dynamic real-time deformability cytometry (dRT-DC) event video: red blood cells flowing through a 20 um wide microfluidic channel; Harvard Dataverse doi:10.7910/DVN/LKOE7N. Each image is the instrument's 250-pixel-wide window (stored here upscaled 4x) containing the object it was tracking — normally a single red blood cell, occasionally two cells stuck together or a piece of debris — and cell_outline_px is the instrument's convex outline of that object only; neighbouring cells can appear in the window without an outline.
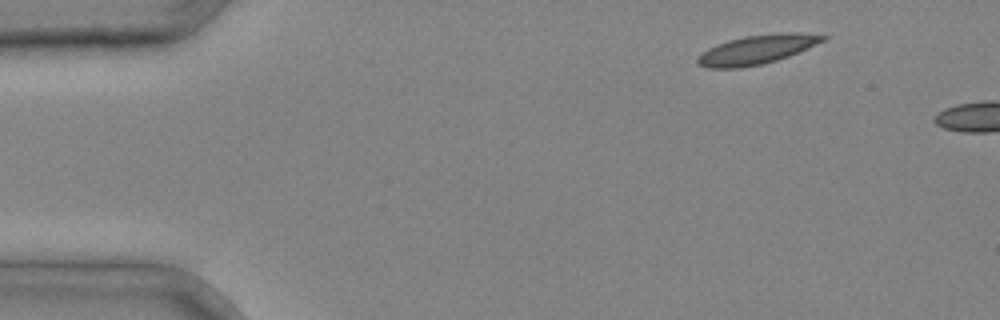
{"species": "common noctule bat (a hibernating species)", "species_latin": "Nyctalus noctula", "temperature_condition": "cold", "stored_images_in_passage": 2, "camera_frame_rate_fps": 3000, "um_per_image_px": 0.085, "animal": {"sex": "male", "body_mass_g": 20.4}, "frame": {"image": 1, "passage_image": 1, "time_ms": 0.0, "image_size_px": [1000, 320], "cell_outline_px": [[828, 36], [824, 40], [808, 48], [788, 56], [776, 60], [760, 64], [740, 68], [708, 68], [696, 64], [696, 56], [708, 48], [716, 44], [728, 40], [744, 36], [780, 32], [800, 32]], "centroid_in_image_um": [64.28, 4.2], "position_along_channel_um": 20.7, "area_um2": 21.33}}